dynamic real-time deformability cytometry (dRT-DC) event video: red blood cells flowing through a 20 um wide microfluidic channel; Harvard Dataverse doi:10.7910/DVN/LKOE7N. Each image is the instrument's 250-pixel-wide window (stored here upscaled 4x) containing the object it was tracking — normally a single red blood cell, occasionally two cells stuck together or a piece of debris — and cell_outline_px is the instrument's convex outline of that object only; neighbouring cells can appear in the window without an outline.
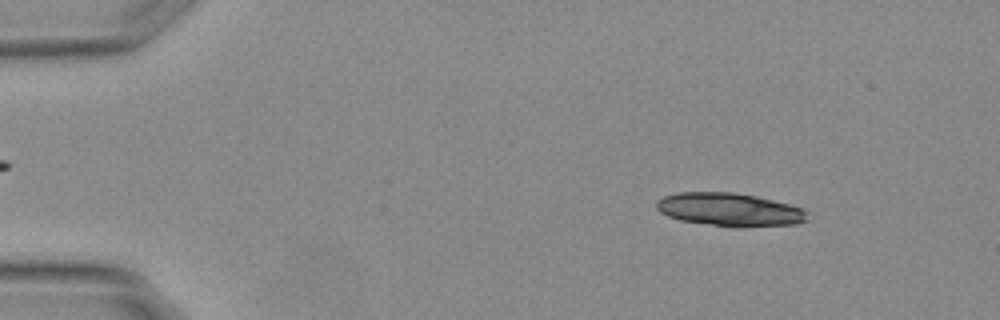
{"species": "Egyptian fruit bat (a non-hibernating species)", "species_latin": "Rousettus aegyptiacus", "temperature_condition": "warm", "stored_images_in_passage": 35, "camera_frame_rate_fps": 3000, "um_per_image_px": 0.085, "animal": {"sex": "female"}, "frame": {"image": 1, "passage_image": 7, "time_ms": 2.0, "image_size_px": [1000, 320], "cell_outline_px": [[808, 220], [796, 224], [744, 228], [732, 228], [680, 220], [668, 216], [660, 212], [656, 208], [656, 200], [664, 196], [676, 192], [732, 192], [756, 196], [804, 208], [808, 212]], "centroid_in_image_um": [62.03, 17.83], "position_along_channel_um": 23.0, "area_um2": 29.71}}
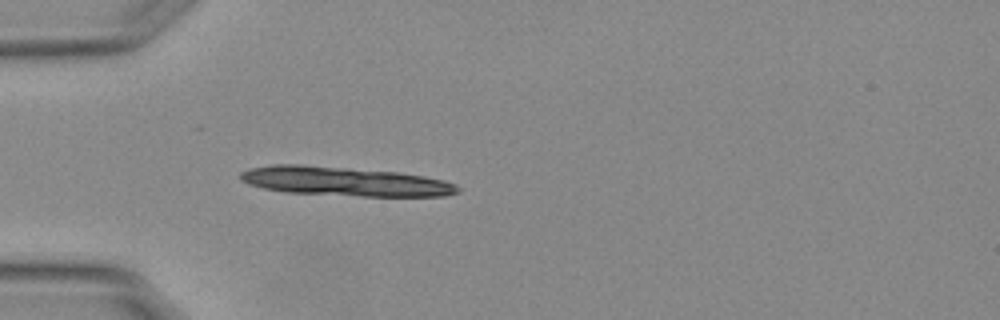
{"frame": {"image": 2, "passage_image": 16, "time_ms": 5.0, "image_size_px": [1000, 320], "cell_outline_px": [[460, 192], [444, 196], [360, 196], [284, 192], [264, 188], [248, 184], [240, 180], [240, 172], [248, 168], [272, 164], [300, 164], [396, 172], [424, 176], [444, 180], [456, 184], [460, 188]], "centroid_in_image_um": [29.28, 15.42], "position_along_channel_um": 55.7, "area_um2": 36.99}}